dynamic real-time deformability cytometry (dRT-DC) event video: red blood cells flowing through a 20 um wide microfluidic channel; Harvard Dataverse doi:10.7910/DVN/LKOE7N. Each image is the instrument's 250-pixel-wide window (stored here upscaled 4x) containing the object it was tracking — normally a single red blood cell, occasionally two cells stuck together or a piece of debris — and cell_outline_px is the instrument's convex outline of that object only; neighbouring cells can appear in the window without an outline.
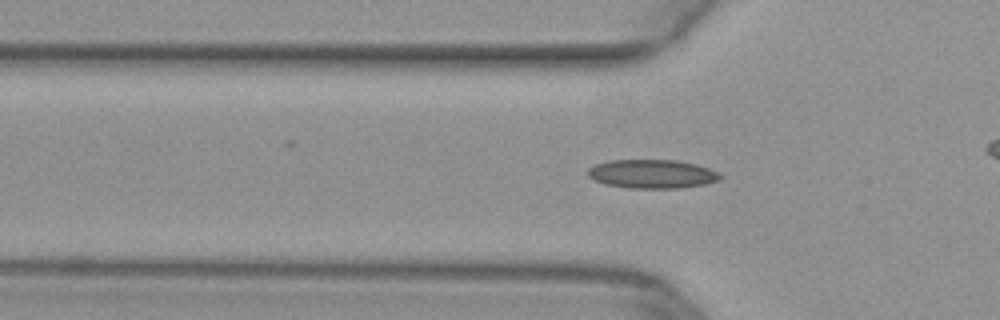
{"species": "common noctule bat (a hibernating species)", "species_latin": "Nyctalus noctula", "temperature_condition": "warm", "stored_images_in_passage": 32, "camera_frame_rate_fps": 3000, "um_per_image_px": 0.085, "animal": {"sex": "female", "body_mass_g": 29.2, "forearm_length_mm": 56.3}, "frame": {"image": 1, "passage_image": 7, "time_ms": 2.0, "image_size_px": [1000, 320], "cell_outline_px": [[724, 176], [720, 180], [704, 184], [676, 188], [628, 188], [604, 184], [592, 180], [588, 176], [588, 168], [596, 164], [608, 160], [676, 160], [696, 164], [708, 168]], "centroid_in_image_um": [55.39, 14.78], "position_along_channel_um": 70.4, "area_um2": 22.25}}
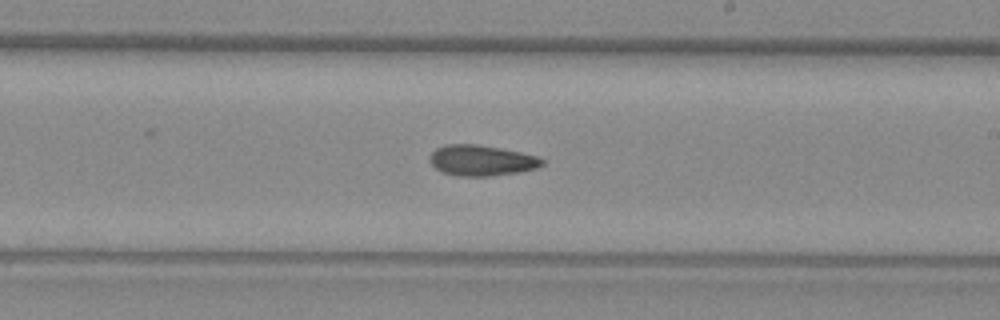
{"frame": {"image": 2, "passage_image": 20, "time_ms": 6.333, "image_size_px": [1000, 320], "cell_outline_px": [[544, 164], [536, 168], [520, 172], [492, 176], [456, 176], [440, 172], [428, 160], [432, 152], [436, 148], [448, 144], [476, 144], [500, 148], [520, 152], [536, 156], [544, 160]], "centroid_in_image_um": [40.91, 13.65], "position_along_channel_um": 248.1, "area_um2": 20.17}}
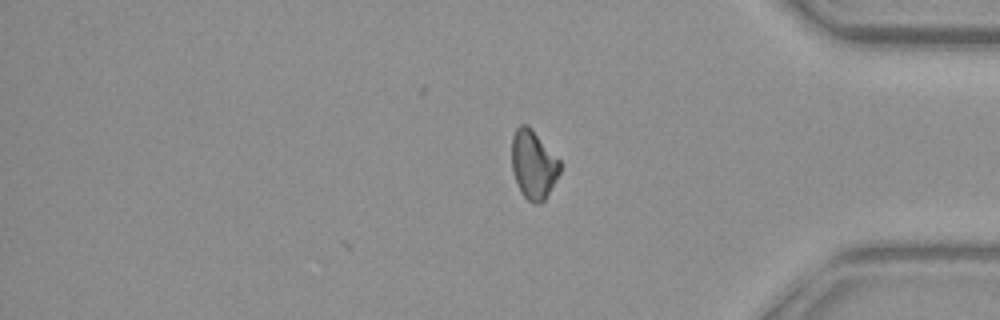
{"frame": {"image": 3, "passage_image": 32, "time_ms": 10.333, "image_size_px": [1000, 320], "cell_outline_px": [[560, 172], [544, 200], [540, 204], [532, 204], [520, 192], [512, 172], [512, 136], [516, 128], [520, 124], [528, 124], [532, 128], [560, 160]], "centroid_in_image_um": [45.32, 13.97], "position_along_channel_um": 389.9, "area_um2": 19.42}}